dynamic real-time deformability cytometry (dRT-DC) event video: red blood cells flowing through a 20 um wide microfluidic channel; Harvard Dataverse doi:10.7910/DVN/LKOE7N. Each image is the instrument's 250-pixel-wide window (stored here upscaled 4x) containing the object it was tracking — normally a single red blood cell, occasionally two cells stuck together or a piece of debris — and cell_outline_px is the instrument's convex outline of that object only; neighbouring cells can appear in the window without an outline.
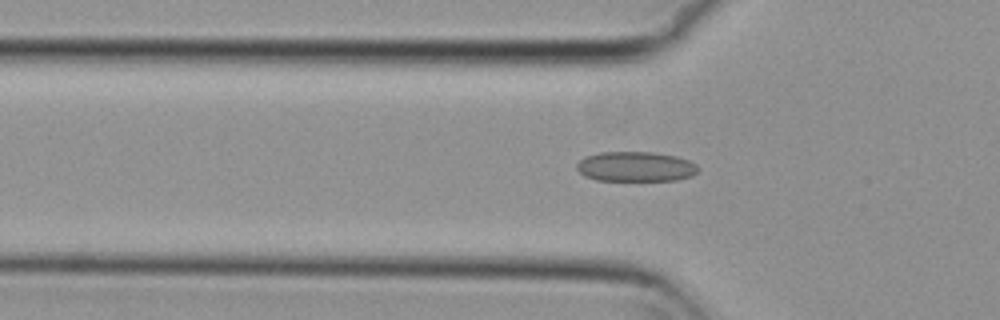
{"species": "common noctule bat (a hibernating species)", "species_latin": "Nyctalus noctula", "temperature_condition": "cold", "stored_images_in_passage": 47, "camera_frame_rate_fps": 3000, "um_per_image_px": 0.085, "animal": {"sex": "female", "body_mass_g": 29.2, "forearm_length_mm": 56.3}, "frame": {"image": 1, "passage_image": 15, "time_ms": 4.667, "image_size_px": [1000, 320], "cell_outline_px": [[700, 168], [692, 176], [676, 180], [596, 180], [584, 176], [576, 168], [576, 164], [580, 160], [588, 156], [600, 152], [652, 152], [676, 156], [688, 160], [696, 164]], "centroid_in_image_um": [54.04, 14.16], "position_along_channel_um": 71.8, "area_um2": 21.1}}
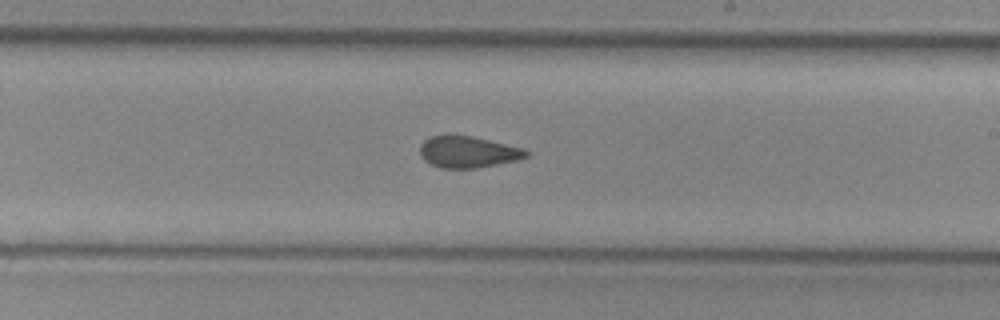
{"frame": {"image": 2, "passage_image": 29, "time_ms": 9.333, "image_size_px": [1000, 320], "cell_outline_px": [[528, 156], [520, 160], [476, 168], [440, 168], [424, 160], [420, 156], [420, 144], [424, 140], [432, 136], [448, 132], [472, 136], [524, 148], [528, 152]], "centroid_in_image_um": [39.75, 12.89], "position_along_channel_um": 249.2, "area_um2": 20.0}}
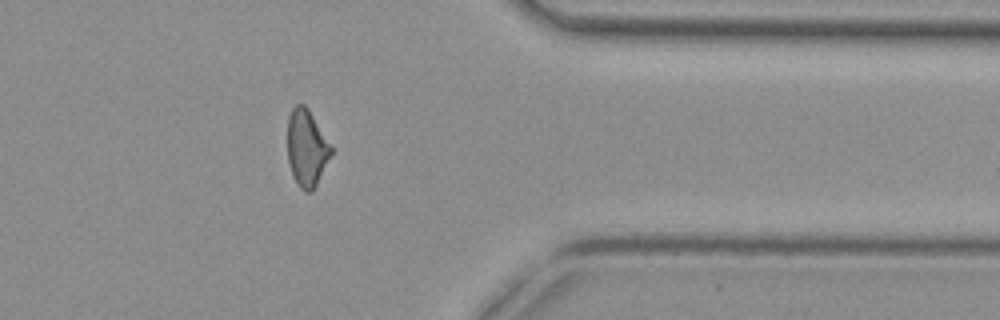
{"frame": {"image": 3, "passage_image": 41, "time_ms": 13.333, "image_size_px": [1000, 320], "cell_outline_px": [[332, 152], [312, 192], [304, 192], [296, 184], [292, 176], [288, 160], [288, 116], [292, 108], [296, 104], [304, 104], [308, 108], [332, 148]], "centroid_in_image_um": [26.03, 12.59], "position_along_channel_um": 385.4, "area_um2": 19.31}}